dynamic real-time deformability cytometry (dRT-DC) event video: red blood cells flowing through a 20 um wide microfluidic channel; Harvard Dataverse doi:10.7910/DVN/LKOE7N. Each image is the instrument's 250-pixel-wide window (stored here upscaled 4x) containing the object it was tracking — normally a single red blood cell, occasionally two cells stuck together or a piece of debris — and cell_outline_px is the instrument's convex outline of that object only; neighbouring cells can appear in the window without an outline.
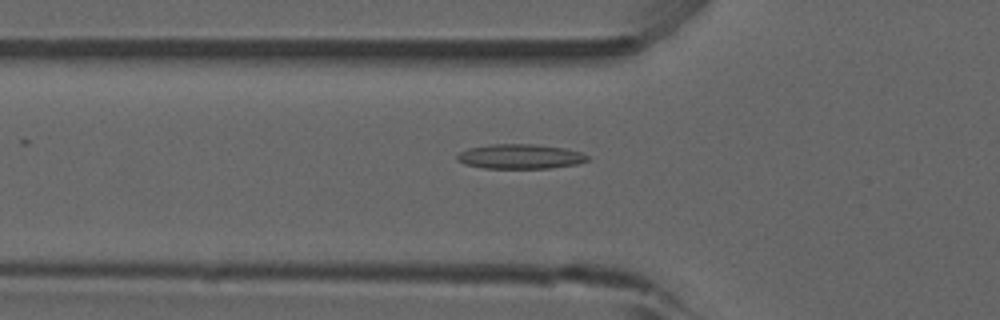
{"species": "common noctule bat (a hibernating species)", "species_latin": "Nyctalus noctula", "temperature_condition": "room temperature", "stored_images_in_passage": 5, "camera_frame_rate_fps": 3000, "um_per_image_px": 0.085, "animal": {"sex": "male", "forearm_length_mm": 52.5}, "frame": {"image": 1, "passage_image": 3, "time_ms": 0.667, "image_size_px": [1000, 320], "cell_outline_px": [[588, 160], [576, 164], [548, 168], [484, 168], [464, 164], [456, 160], [456, 156], [460, 152], [468, 148], [492, 144], [536, 144], [564, 148], [580, 152], [588, 156]], "centroid_in_image_um": [44.17, 13.3], "position_along_channel_um": 81.6, "area_um2": 18.67}}